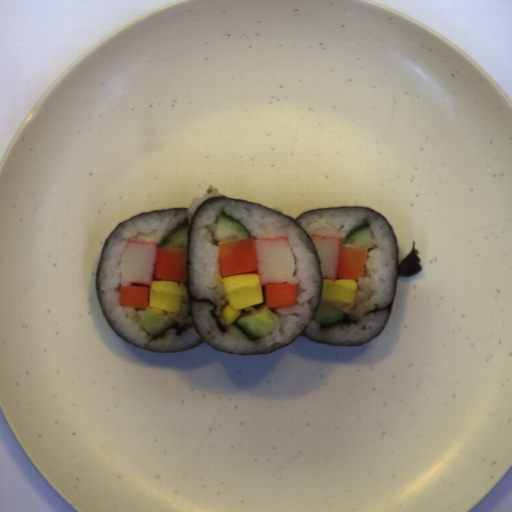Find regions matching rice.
<instances>
[{"label": "rice", "instance_id": "obj_3", "mask_svg": "<svg viewBox=\"0 0 512 512\" xmlns=\"http://www.w3.org/2000/svg\"><path fill=\"white\" fill-rule=\"evenodd\" d=\"M215 187H209L204 195L194 198L186 210L156 212L138 216L116 228L108 240L100 258L98 289L99 300L115 330L127 341L138 346L160 351L177 352L200 343L194 328L187 290L182 295L177 312L164 310V315L180 324L184 331L175 334L171 327L160 337H152L142 329L136 316H144L150 311V302L146 309H135L121 304V287L134 285L122 278L120 263L125 246L129 241L139 243H156L159 249L165 236L180 222L190 220L195 211L212 197H223Z\"/></svg>", "mask_w": 512, "mask_h": 512}, {"label": "rice", "instance_id": "obj_2", "mask_svg": "<svg viewBox=\"0 0 512 512\" xmlns=\"http://www.w3.org/2000/svg\"><path fill=\"white\" fill-rule=\"evenodd\" d=\"M306 233L312 236H330L342 239L341 247L348 238L368 225L372 237V248H367V261L364 277H358L357 291L353 303L325 302L321 304L338 308L343 313H353L358 317L355 325H338L322 328L315 319L304 330L303 335L310 339L331 344L347 345L366 343L382 328L389 310L366 315L377 305L386 307L392 297L396 275L395 238L386 221L371 210L363 209H327L306 213L296 220ZM366 315V316H365Z\"/></svg>", "mask_w": 512, "mask_h": 512}, {"label": "rice", "instance_id": "obj_1", "mask_svg": "<svg viewBox=\"0 0 512 512\" xmlns=\"http://www.w3.org/2000/svg\"><path fill=\"white\" fill-rule=\"evenodd\" d=\"M237 220L250 231L253 238H277L286 236L295 260L293 279L282 284H297V303L294 306L271 308L279 320L264 337L251 340L236 323L226 326L221 313L229 304L220 276L217 245L213 230L219 214ZM189 280L191 293L197 299H210L207 303L191 305L193 322L205 343L223 353L257 354L270 353L298 337L314 315L319 298L320 273L311 241L303 231L287 218L268 209L245 201L223 200L202 208L192 225L189 253ZM259 304L240 309L241 316L264 307ZM225 326L221 333L213 318Z\"/></svg>", "mask_w": 512, "mask_h": 512}]
</instances>
